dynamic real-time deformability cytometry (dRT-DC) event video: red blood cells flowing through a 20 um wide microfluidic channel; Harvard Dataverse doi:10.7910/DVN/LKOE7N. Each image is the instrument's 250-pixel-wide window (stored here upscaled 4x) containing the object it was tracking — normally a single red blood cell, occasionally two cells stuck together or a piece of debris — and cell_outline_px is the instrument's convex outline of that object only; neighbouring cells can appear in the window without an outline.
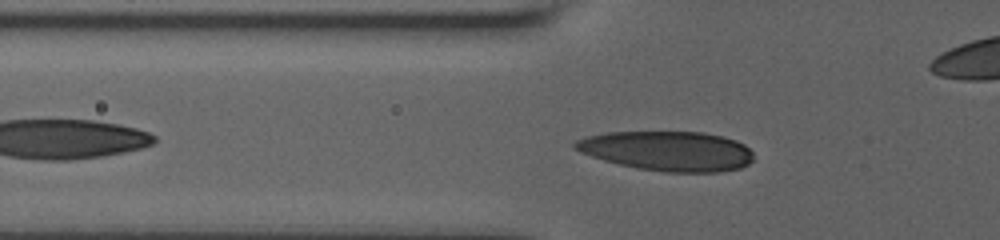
{"species": "human", "species_latin": "Homo sapiens", "temperature_condition": "room temperature", "stored_images_in_passage": 41, "camera_frame_rate_fps": 3000, "um_per_image_px": 0.085, "donor": {"sex": "male"}, "frame": {"image": 1, "passage_image": 6, "time_ms": 1.667, "image_size_px": [1000, 240], "cell_outline_px": [[752, 160], [748, 164], [740, 168], [720, 172], [664, 172], [636, 168], [604, 160], [580, 152], [572, 148], [572, 144], [576, 140], [588, 136], [608, 132], [704, 132], [724, 136], [736, 140], [744, 144], [752, 152]], "centroid_in_image_um": [56.75, 12.83], "position_along_channel_um": 69.1, "area_um2": 41.38}}
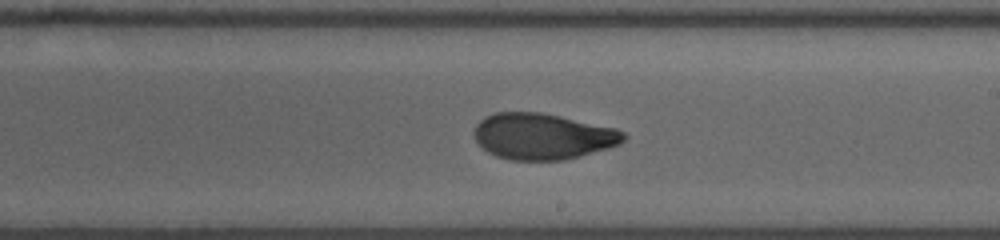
{"frame": {"image": 2, "passage_image": 20, "time_ms": 6.333, "image_size_px": [1000, 240], "cell_outline_px": [[628, 136], [620, 144], [608, 148], [580, 156], [564, 160], [512, 160], [496, 156], [488, 152], [476, 140], [472, 132], [476, 124], [484, 116], [496, 112], [540, 112], [560, 116], [616, 128], [624, 132]], "centroid_in_image_um": [46.12, 11.58], "position_along_channel_um": 242.9, "area_um2": 40.29}}
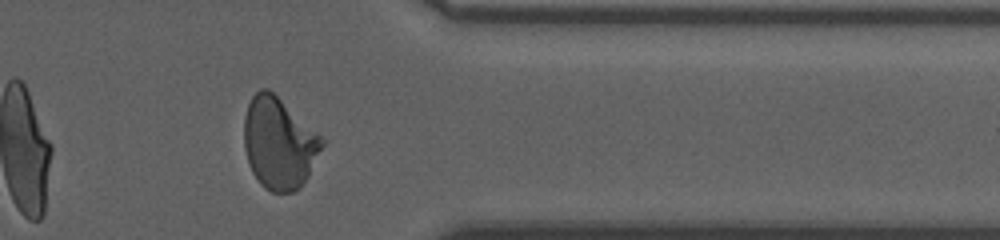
{"frame": {"image": 3, "passage_image": 32, "time_ms": 10.333, "image_size_px": [1000, 240], "cell_outline_px": [[324, 144], [308, 176], [300, 188], [292, 192], [272, 192], [264, 188], [260, 184], [252, 172], [248, 164], [244, 148], [244, 116], [248, 104], [252, 96], [260, 88], [268, 88], [316, 132], [324, 140]], "centroid_in_image_um": [23.68, 12.19], "position_along_channel_um": 387.7, "area_um2": 41.27}, "authors_computed_cell_mechanics": {"area_um2": 40.3444, "velocity_mm_per_s": 3.8085, "shape_relaxation_time_tau1_ms": 7.3709, "shape_relaxation_time_tau2_ms": 1.2251, "deformation_change_tau1": 0.2202, "deformation_change_tau2": 0.0666}}